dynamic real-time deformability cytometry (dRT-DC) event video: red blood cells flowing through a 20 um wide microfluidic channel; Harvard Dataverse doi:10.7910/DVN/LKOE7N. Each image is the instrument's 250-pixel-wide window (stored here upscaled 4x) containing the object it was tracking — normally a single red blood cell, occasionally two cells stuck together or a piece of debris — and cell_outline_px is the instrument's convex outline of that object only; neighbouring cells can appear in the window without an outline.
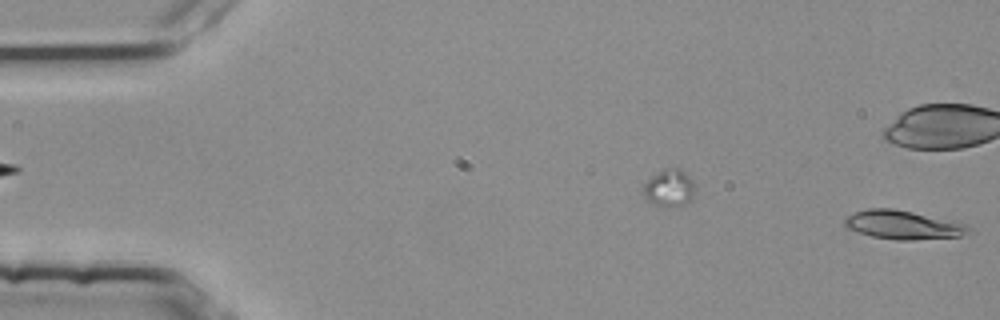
{"species": "common noctule bat (a hibernating species)", "species_latin": "Nyctalus noctula", "temperature_condition": "room temperature", "stored_images_in_passage": 11, "segment_of_instrument_passage": [2, 2], "camera_frame_rate_fps": 3000, "um_per_image_px": 0.085, "animal": {"sex": "female", "body_mass_g": 25.1}, "frame": {"image": 1, "passage_image": 11, "time_ms": 3.333, "image_size_px": [1000, 320], "cell_outline_px": [[972, 228], [968, 232], [960, 236], [912, 240], [896, 240], [872, 236], [844, 228], [844, 220], [848, 216], [856, 212], [868, 208], [892, 208], [912, 212], [968, 224]], "centroid_in_image_um": [76.74, 19.12], "position_along_channel_um": 8.3, "area_um2": 20.63}}